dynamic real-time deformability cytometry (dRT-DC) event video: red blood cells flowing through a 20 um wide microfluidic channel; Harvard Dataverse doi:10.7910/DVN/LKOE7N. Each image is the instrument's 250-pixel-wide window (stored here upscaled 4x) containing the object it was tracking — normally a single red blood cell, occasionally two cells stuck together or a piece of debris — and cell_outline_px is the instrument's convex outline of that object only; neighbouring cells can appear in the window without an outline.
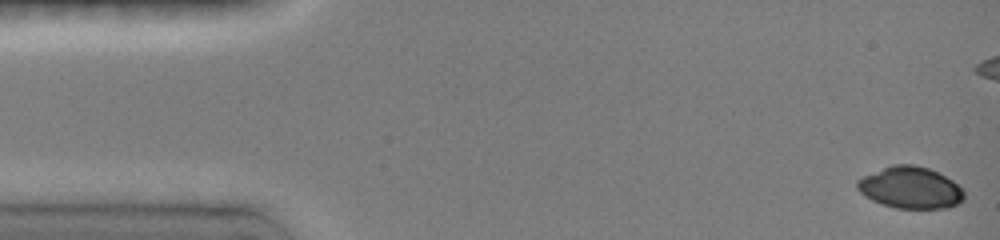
{"species": "common noctule bat (a hibernating species)", "species_latin": "Nyctalus noctula", "temperature_condition": "room temperature", "stored_images_in_passage": 7, "camera_frame_rate_fps": 3000, "um_per_image_px": 0.085, "animal": {"sex": "female", "body_mass_g": 19.0, "forearm_length_mm": 51.5}, "frame": {"image": 1, "passage_image": 1, "time_ms": 0.0, "image_size_px": [1000, 240], "cell_outline_px": [[964, 200], [948, 208], [896, 208], [880, 204], [864, 196], [856, 188], [856, 180], [864, 176], [892, 164], [912, 164], [928, 168], [952, 180], [964, 192]], "centroid_in_image_um": [77.35, 15.96], "position_along_channel_um": 7.7, "area_um2": 25.89}}